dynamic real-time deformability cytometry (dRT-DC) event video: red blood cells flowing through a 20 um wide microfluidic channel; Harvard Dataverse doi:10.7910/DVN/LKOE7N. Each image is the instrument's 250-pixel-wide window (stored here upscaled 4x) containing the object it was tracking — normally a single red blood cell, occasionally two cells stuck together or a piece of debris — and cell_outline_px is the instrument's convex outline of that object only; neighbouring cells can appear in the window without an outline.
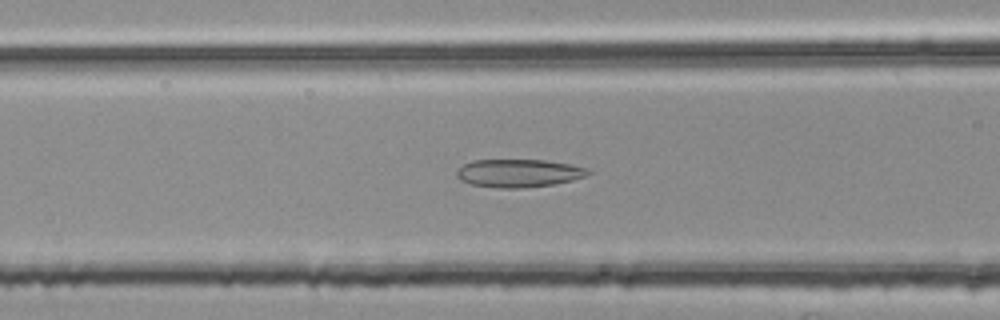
{"species": "common noctule bat (a hibernating species)", "species_latin": "Nyctalus noctula", "temperature_condition": "room temperature", "stored_images_in_passage": 52, "camera_frame_rate_fps": 3000, "um_per_image_px": 0.085, "animal": {"sex": "female", "body_mass_g": 25.1}, "frame": {"image": 1, "passage_image": 20, "time_ms": 6.333, "image_size_px": [1000, 320], "cell_outline_px": [[592, 172], [588, 176], [556, 184], [524, 188], [500, 188], [472, 184], [460, 180], [456, 176], [456, 172], [464, 164], [472, 160], [544, 160], [572, 164], [592, 168]], "centroid_in_image_um": [44.17, 14.71], "position_along_channel_um": 122.4, "area_um2": 21.73}}
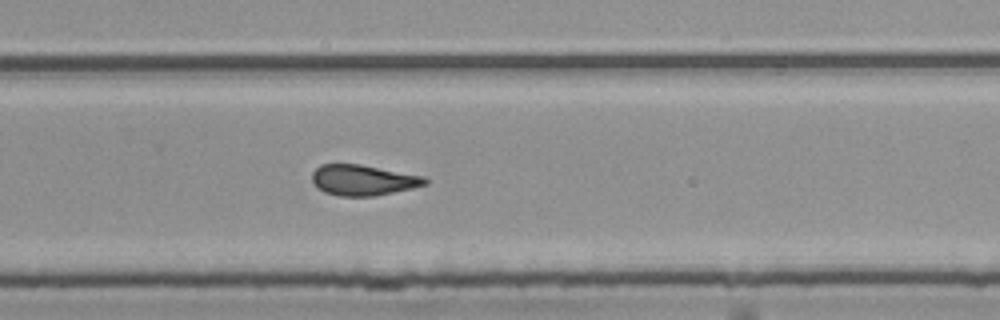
{"frame": {"image": 2, "passage_image": 34, "time_ms": 11.0, "image_size_px": [1000, 320], "cell_outline_px": [[428, 184], [412, 188], [372, 196], [340, 196], [324, 192], [312, 180], [312, 172], [320, 164], [360, 164], [424, 176], [428, 180]], "centroid_in_image_um": [30.87, 15.3], "position_along_channel_um": 298.9, "area_um2": 20.0}}
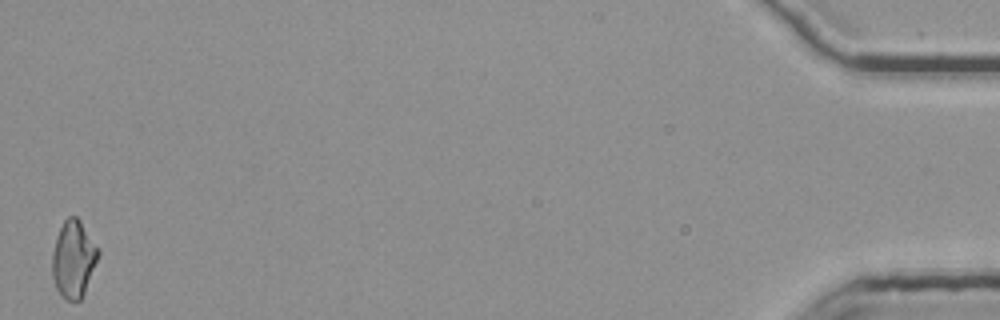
{"frame": {"image": 3, "passage_image": 52, "time_ms": 17.0, "image_size_px": [1000, 320], "cell_outline_px": [[100, 256], [84, 292], [80, 300], [68, 300], [56, 288], [52, 276], [52, 252], [56, 236], [64, 220], [68, 216], [76, 216], [80, 220], [100, 248]], "centroid_in_image_um": [6.27, 21.97], "position_along_channel_um": 428.9, "area_um2": 20.75}, "authors_computed_cell_mechanics": {"area_um2": 20.8658, "velocity_mm_per_s": 3.7865, "shape_relaxation_time_tau1_ms": 10.2669, "shape_relaxation_time_tau2_ms": 2.0096, "deformation_change_tau1": 0.2141, "deformation_change_tau2": 0.1142}}